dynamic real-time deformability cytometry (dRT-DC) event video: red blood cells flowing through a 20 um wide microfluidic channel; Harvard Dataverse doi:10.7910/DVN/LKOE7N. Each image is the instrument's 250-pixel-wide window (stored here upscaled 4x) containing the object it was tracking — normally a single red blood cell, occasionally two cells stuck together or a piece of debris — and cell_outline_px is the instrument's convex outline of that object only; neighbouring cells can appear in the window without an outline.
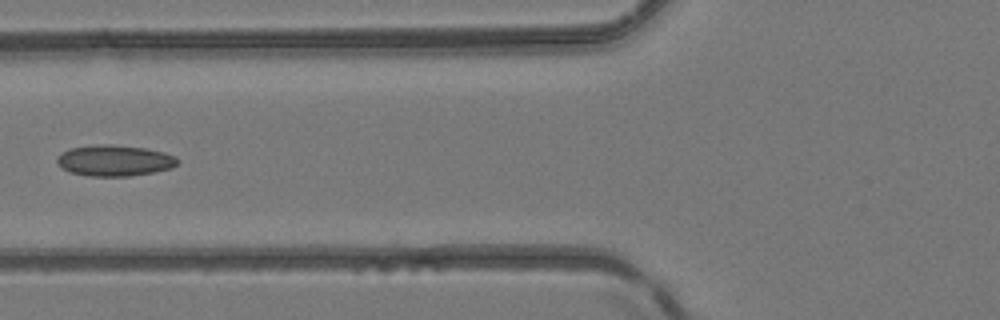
{"species": "common noctule bat (a hibernating species)", "species_latin": "Nyctalus noctula", "temperature_condition": "room temperature", "stored_images_in_passage": 6, "camera_frame_rate_fps": 3000, "um_per_image_px": 0.085, "animal": {"sex": "female", "body_mass_g": 24.6, "forearm_length_mm": 56.2}, "frame": {"image": 1, "passage_image": 6, "time_ms": 5.667, "image_size_px": [1000, 320], "cell_outline_px": [[180, 160], [172, 168], [152, 172], [128, 176], [88, 176], [72, 172], [64, 168], [56, 160], [56, 156], [60, 152], [72, 148], [100, 144], [112, 144], [144, 148], [164, 152], [176, 156]], "centroid_in_image_um": [9.75, 13.64], "position_along_channel_um": 116.0, "area_um2": 21.68}}